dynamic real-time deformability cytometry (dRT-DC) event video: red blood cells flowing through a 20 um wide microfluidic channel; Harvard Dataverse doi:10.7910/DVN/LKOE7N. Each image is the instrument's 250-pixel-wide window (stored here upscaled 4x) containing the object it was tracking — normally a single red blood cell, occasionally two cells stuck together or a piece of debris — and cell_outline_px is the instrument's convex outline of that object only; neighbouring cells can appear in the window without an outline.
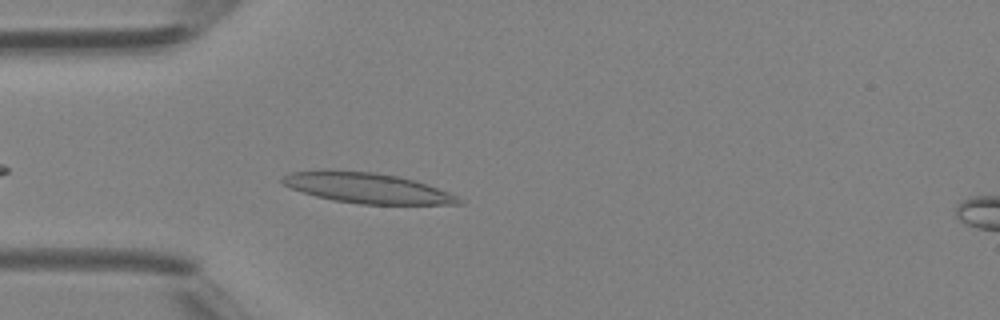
{"species": "Egyptian fruit bat (a non-hibernating species)", "species_latin": "Rousettus aegyptiacus", "temperature_condition": "room temperature", "stored_images_in_passage": 33, "camera_frame_rate_fps": 3000, "um_per_image_px": 0.085, "animal": {"sex": "female"}, "frame": {"image": 1, "passage_image": 4, "time_ms": 1.0, "image_size_px": [1000, 320], "cell_outline_px": [[464, 204], [360, 204], [332, 200], [316, 196], [292, 188], [284, 184], [280, 180], [284, 176], [292, 172], [320, 168], [332, 168], [376, 172], [400, 176], [448, 192], [464, 200]], "centroid_in_image_um": [31.15, 15.95], "position_along_channel_um": 53.9, "area_um2": 31.5}}
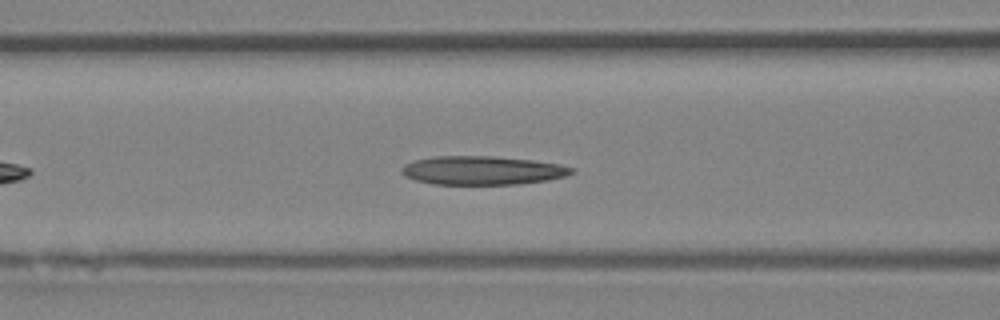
{"frame": {"image": 2, "passage_image": 9, "time_ms": 2.667, "image_size_px": [1000, 320], "cell_outline_px": [[576, 172], [564, 176], [548, 180], [520, 184], [432, 184], [416, 180], [404, 176], [400, 172], [400, 168], [404, 164], [412, 160], [432, 156], [492, 156], [532, 160], [560, 164], [576, 168]], "centroid_in_image_um": [40.98, 14.48], "position_along_channel_um": 125.6, "area_um2": 28.73}}
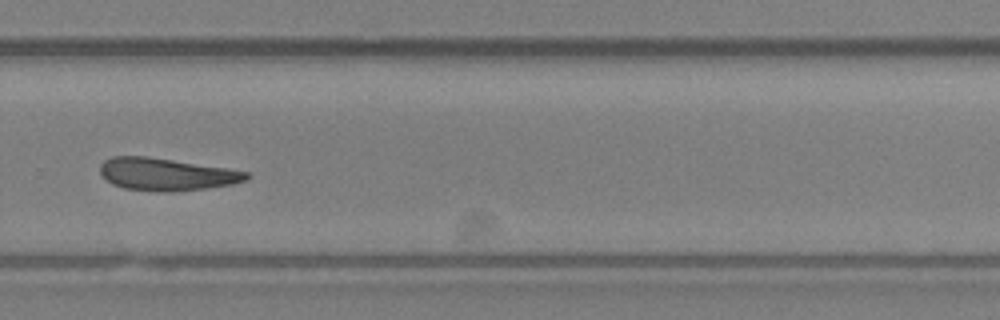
{"frame": {"image": 3, "passage_image": 21, "time_ms": 6.667, "image_size_px": [1000, 320], "cell_outline_px": [[252, 176], [244, 180], [232, 184], [208, 188], [172, 192], [160, 192], [124, 188], [112, 184], [100, 172], [100, 164], [104, 160], [112, 156], [148, 156], [228, 168], [248, 172]], "centroid_in_image_um": [14.15, 14.81], "position_along_channel_um": 315.7, "area_um2": 27.74}}